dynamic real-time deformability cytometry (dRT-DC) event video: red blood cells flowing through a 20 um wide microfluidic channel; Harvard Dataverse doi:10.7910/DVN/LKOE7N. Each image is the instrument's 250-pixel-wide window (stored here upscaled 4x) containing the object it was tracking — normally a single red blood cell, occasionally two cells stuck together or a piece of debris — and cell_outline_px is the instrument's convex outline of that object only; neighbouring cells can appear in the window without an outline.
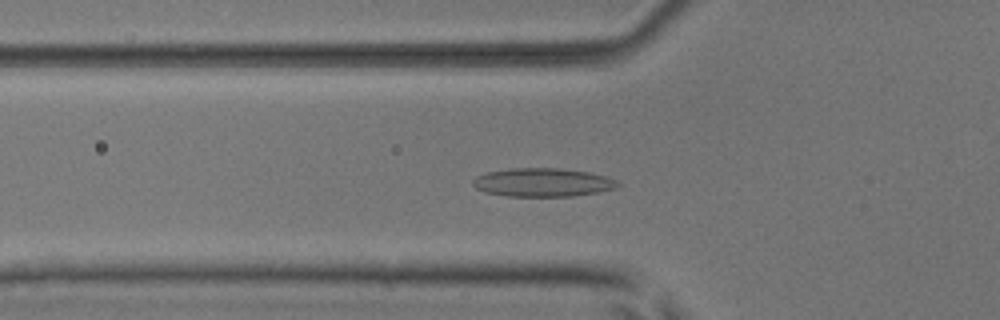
{"species": "common noctule bat (a hibernating species)", "species_latin": "Nyctalus noctula", "temperature_condition": "room temperature", "stored_images_in_passage": 38, "camera_frame_rate_fps": 3000, "um_per_image_px": 0.085, "animal": {"sex": "male", "body_mass_g": 17.9, "forearm_length_mm": 54.2}, "frame": {"image": 1, "passage_image": 5, "time_ms": 1.333, "image_size_px": [1000, 320], "cell_outline_px": [[620, 184], [616, 188], [596, 192], [572, 196], [508, 196], [484, 192], [476, 188], [472, 184], [472, 180], [476, 176], [488, 172], [512, 168], [560, 168], [588, 172], [608, 176], [616, 180]], "centroid_in_image_um": [46.12, 15.5], "position_along_channel_um": 79.7, "area_um2": 24.04}}
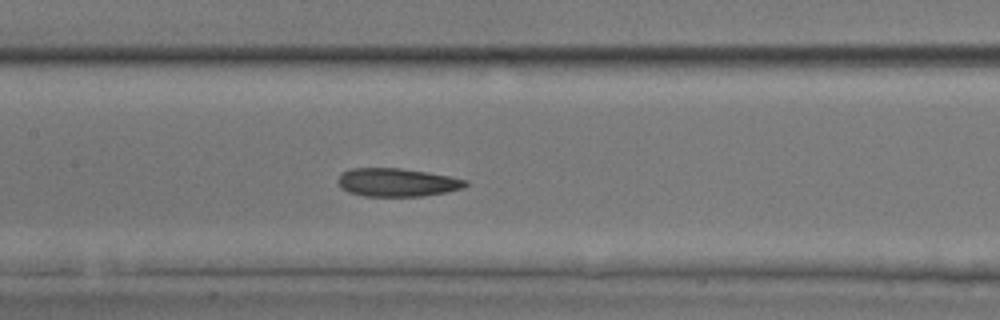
{"frame": {"image": 2, "passage_image": 12, "time_ms": 3.667, "image_size_px": [1000, 320], "cell_outline_px": [[468, 184], [464, 188], [448, 192], [420, 196], [364, 196], [348, 192], [336, 180], [344, 172], [352, 168], [400, 168], [448, 176], [468, 180]], "centroid_in_image_um": [33.78, 15.51], "position_along_channel_um": 173.6, "area_um2": 20.81}}
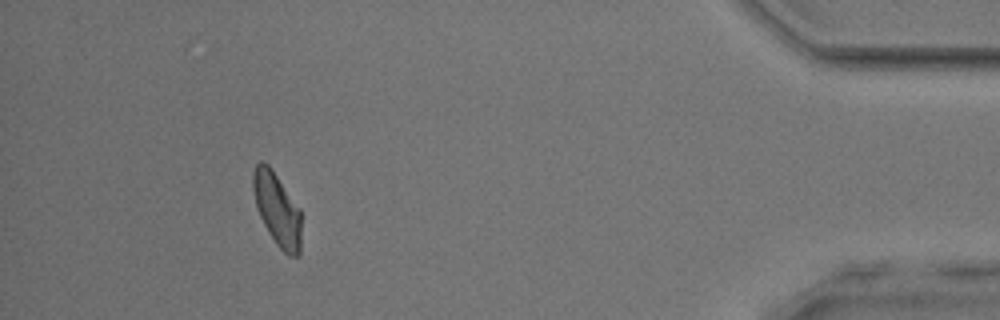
{"frame": {"image": 3, "passage_image": 34, "time_ms": 11.0, "image_size_px": [1000, 320], "cell_outline_px": [[300, 256], [288, 256], [276, 244], [268, 232], [260, 216], [256, 204], [252, 188], [252, 172], [256, 164], [260, 160], [264, 160], [272, 168], [300, 208]], "centroid_in_image_um": [23.54, 17.75], "position_along_channel_um": 411.7, "area_um2": 20.63}, "authors_computed_cell_mechanics": {"area_um2": 21.0392, "velocity_mm_per_s": 4.0279, "shape_relaxation_time_tau1_ms": null, "shape_relaxation_time_tau2_ms": 3.2993, "deformation_change_tau1": null, "deformation_change_tau2": 0.1118}}